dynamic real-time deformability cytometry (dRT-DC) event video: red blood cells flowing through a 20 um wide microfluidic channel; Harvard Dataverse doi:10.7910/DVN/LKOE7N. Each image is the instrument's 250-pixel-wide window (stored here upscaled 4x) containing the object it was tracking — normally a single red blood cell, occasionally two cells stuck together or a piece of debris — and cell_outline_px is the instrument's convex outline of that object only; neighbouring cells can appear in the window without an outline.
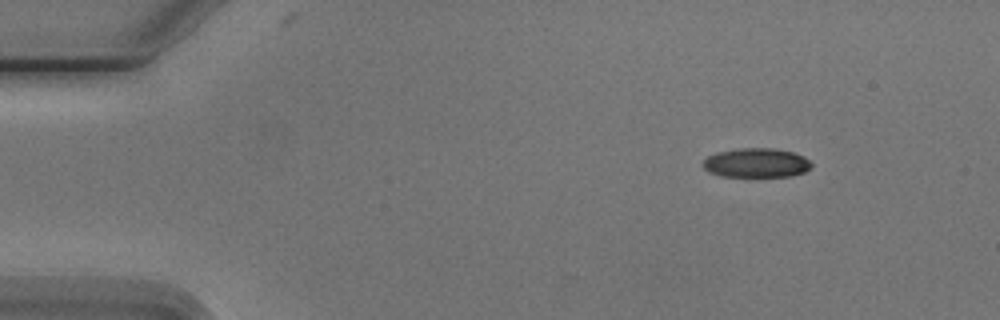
{"species": "Egyptian fruit bat (a non-hibernating species)", "species_latin": "Rousettus aegyptiacus", "temperature_condition": "cold", "stored_images_in_passage": 7, "camera_frame_rate_fps": 3000, "um_per_image_px": 0.085, "animal": {"sex": "male"}, "frame": {"image": 1, "passage_image": 1, "time_ms": 0.0, "image_size_px": [1000, 320], "cell_outline_px": [[812, 168], [804, 172], [792, 176], [720, 176], [708, 172], [700, 164], [708, 156], [716, 152], [736, 148], [776, 148], [792, 152], [804, 156], [812, 164]], "centroid_in_image_um": [64.27, 13.83], "position_along_channel_um": 20.7, "area_um2": 18.73}}
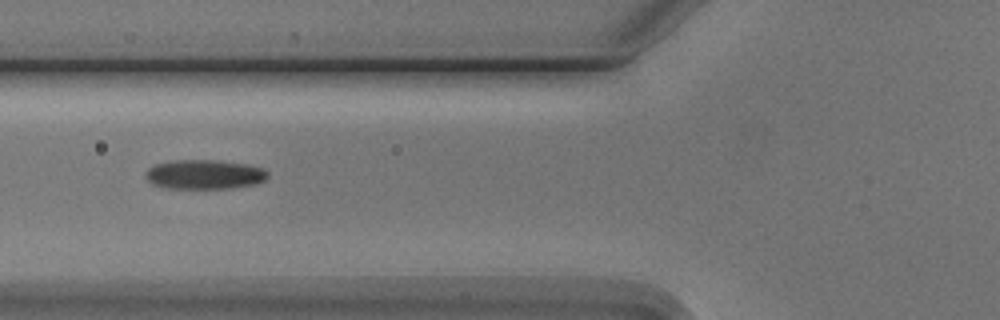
{"frame": {"image": 2, "passage_image": 5, "time_ms": 4.667, "image_size_px": [1000, 320], "cell_outline_px": [[268, 176], [264, 180], [256, 184], [232, 188], [168, 188], [152, 184], [144, 176], [148, 168], [156, 164], [176, 160], [216, 160], [244, 164], [264, 168], [268, 172]], "centroid_in_image_um": [17.38, 14.83], "position_along_channel_um": 108.4, "area_um2": 20.87}}
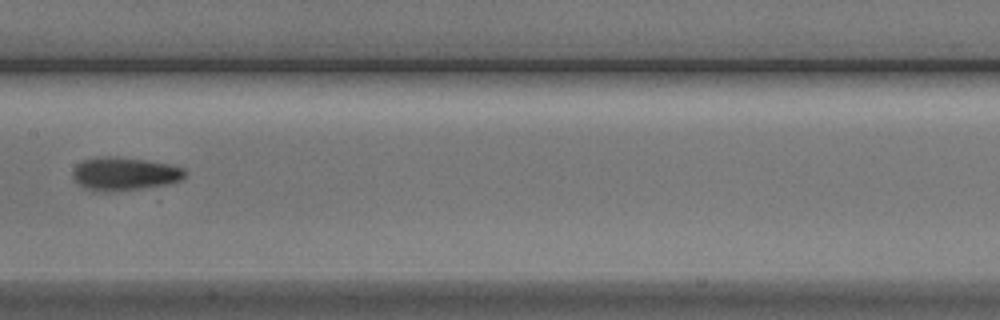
{"frame": {"image": 3, "passage_image": 7, "time_ms": 7.0, "image_size_px": [1000, 320], "cell_outline_px": [[188, 172], [180, 180], [168, 184], [140, 188], [88, 188], [80, 184], [72, 176], [72, 172], [76, 164], [84, 160], [96, 156], [112, 156], [144, 160], [168, 164], [184, 168]], "centroid_in_image_um": [10.62, 14.7], "position_along_channel_um": 196.8, "area_um2": 20.69}}